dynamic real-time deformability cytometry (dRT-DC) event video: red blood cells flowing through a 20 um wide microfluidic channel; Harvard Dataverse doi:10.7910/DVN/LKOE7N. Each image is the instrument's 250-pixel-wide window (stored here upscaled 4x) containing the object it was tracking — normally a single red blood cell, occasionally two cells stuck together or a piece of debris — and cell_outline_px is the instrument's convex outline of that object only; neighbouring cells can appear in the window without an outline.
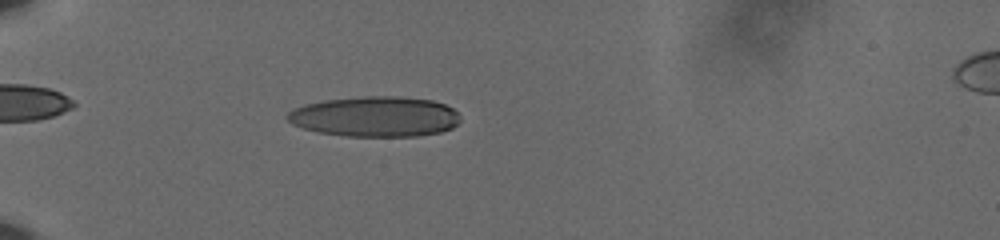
{"species": "human", "species_latin": "Homo sapiens", "temperature_condition": "cold", "stored_images_in_passage": 48, "camera_frame_rate_fps": 3000, "um_per_image_px": 0.085, "donor": {"sex": "male"}, "frame": {"image": 1, "passage_image": 9, "time_ms": 2.667, "image_size_px": [1000, 240], "cell_outline_px": [[460, 120], [452, 128], [440, 132], [420, 136], [348, 136], [320, 132], [304, 128], [292, 124], [284, 116], [292, 108], [304, 104], [324, 100], [360, 96], [400, 96], [432, 100], [444, 104], [452, 108], [460, 116]], "centroid_in_image_um": [31.87, 9.9], "position_along_channel_um": 53.1, "area_um2": 40.81}}
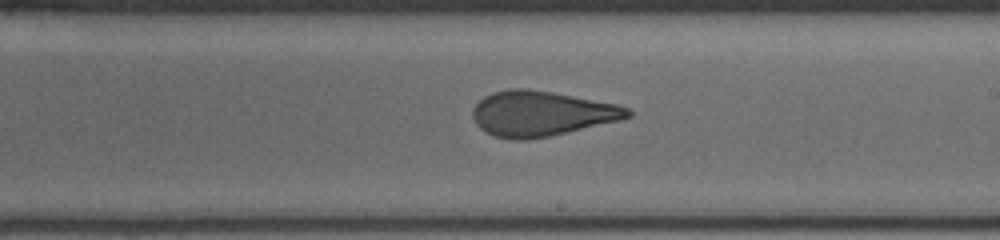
{"frame": {"image": 2, "passage_image": 27, "time_ms": 8.667, "image_size_px": [1000, 240], "cell_outline_px": [[632, 116], [620, 120], [568, 132], [548, 136], [524, 140], [512, 140], [496, 136], [484, 132], [476, 124], [472, 116], [472, 108], [484, 96], [492, 92], [512, 88], [528, 88], [552, 92], [616, 104], [628, 108], [632, 112]], "centroid_in_image_um": [45.98, 9.65], "position_along_channel_um": 243.0, "area_um2": 40.69}}
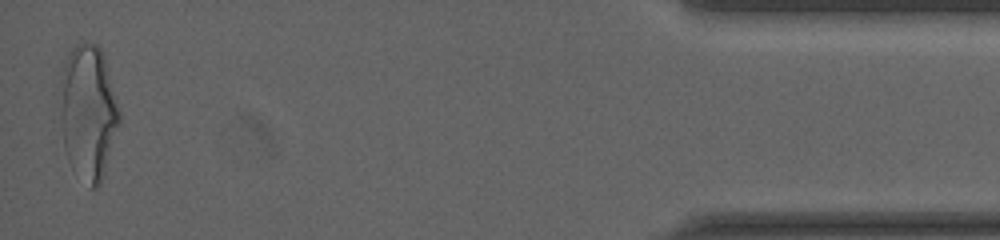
{"frame": {"image": 3, "passage_image": 48, "time_ms": 15.667, "image_size_px": [1000, 240], "cell_outline_px": [[120, 124], [104, 176], [100, 184], [96, 188], [88, 188], [68, 160], [64, 148], [60, 120], [60, 76], [68, 52], [76, 44], [84, 40], [96, 44], [100, 48], [104, 56], [120, 112]], "centroid_in_image_um": [7.49, 9.54], "position_along_channel_um": 427.7, "area_um2": 47.16}, "authors_computed_cell_mechanics": {"area_um2": 41.0091, "velocity_mm_per_s": 3.634, "shape_relaxation_time_tau1_ms": 7.54, "shape_relaxation_time_tau2_ms": 1.576, "deformation_change_tau1": 0.2356, "deformation_change_tau2": 0.1022}}